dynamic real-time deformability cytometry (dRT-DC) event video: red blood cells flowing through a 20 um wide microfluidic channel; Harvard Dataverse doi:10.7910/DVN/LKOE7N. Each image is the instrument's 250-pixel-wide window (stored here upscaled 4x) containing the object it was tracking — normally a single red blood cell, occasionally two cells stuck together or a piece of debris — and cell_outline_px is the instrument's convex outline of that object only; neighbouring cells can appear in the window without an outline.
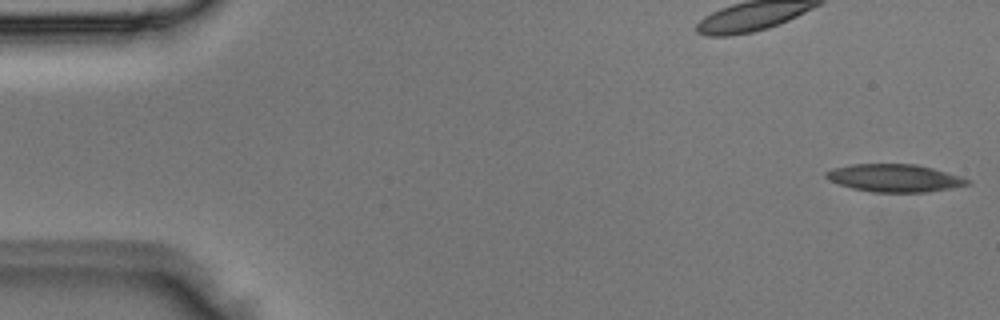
{"species": "Egyptian fruit bat (a non-hibernating species)", "species_latin": "Rousettus aegyptiacus", "temperature_condition": "room temperature", "stored_images_in_passage": 3, "segment_of_instrument_passage": [2, 2], "camera_frame_rate_fps": 3000, "um_per_image_px": 0.085, "animal": {"sex": "male"}, "frame": {"image": 1, "passage_image": 3, "time_ms": 0.667, "image_size_px": [1000, 320], "cell_outline_px": [[972, 184], [952, 188], [928, 192], [872, 192], [852, 188], [828, 180], [824, 176], [824, 172], [832, 168], [852, 164], [916, 164], [932, 168], [960, 176], [972, 180]], "centroid_in_image_um": [76.04, 15.13], "position_along_channel_um": 9.0, "area_um2": 22.95}}